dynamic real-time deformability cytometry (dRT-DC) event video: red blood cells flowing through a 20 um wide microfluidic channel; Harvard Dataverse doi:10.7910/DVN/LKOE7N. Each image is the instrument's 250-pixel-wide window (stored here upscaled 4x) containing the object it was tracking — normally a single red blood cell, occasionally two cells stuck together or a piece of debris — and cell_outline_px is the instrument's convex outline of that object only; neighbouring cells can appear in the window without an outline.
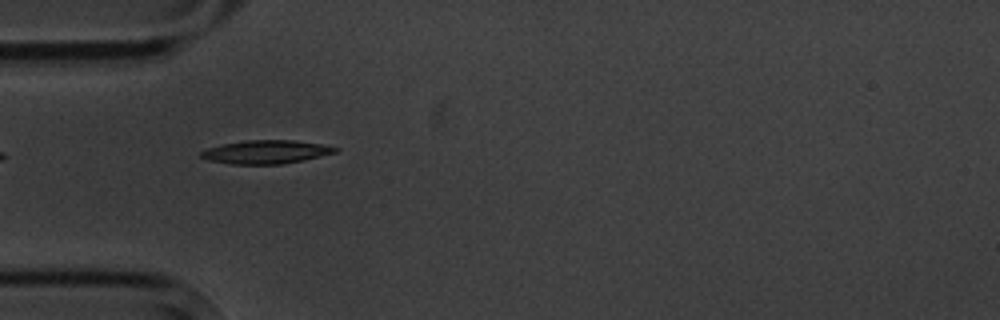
{"species": "common noctule bat (a hibernating species)", "species_latin": "Nyctalus noctula", "temperature_condition": "cold", "stored_images_in_passage": 1, "camera_frame_rate_fps": 3000, "um_per_image_px": 0.085, "animal": {"sex": "male", "body_mass_g": 20.1, "forearm_length_mm": 53.5}, "frame": {"image": 1, "passage_image": 1, "time_ms": 0.0, "image_size_px": [1000, 320], "cell_outline_px": [[340, 148], [336, 152], [304, 160], [284, 164], [232, 164], [208, 160], [200, 156], [200, 152], [208, 148], [224, 144], [244, 140], [296, 140], [320, 144]], "centroid_in_image_um": [22.62, 12.91], "position_along_channel_um": 62.4, "area_um2": 18.26}}